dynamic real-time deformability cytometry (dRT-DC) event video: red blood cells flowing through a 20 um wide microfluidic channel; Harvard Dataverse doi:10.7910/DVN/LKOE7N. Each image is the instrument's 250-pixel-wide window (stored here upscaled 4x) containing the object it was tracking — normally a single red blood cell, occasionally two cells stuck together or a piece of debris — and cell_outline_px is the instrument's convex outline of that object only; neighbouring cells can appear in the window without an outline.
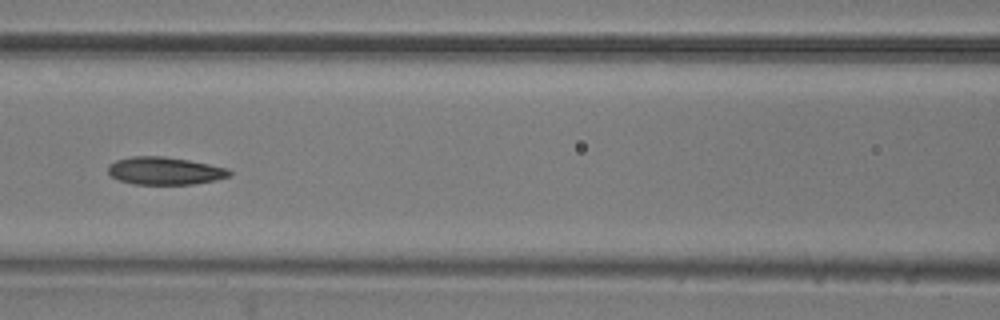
{"species": "common noctule bat (a hibernating species)", "species_latin": "Nyctalus noctula", "temperature_condition": "room temperature", "stored_images_in_passage": 9, "camera_frame_rate_fps": 3000, "um_per_image_px": 0.085, "animal": {"sex": "male", "body_mass_g": 20.5, "forearm_length_mm": 52.5}, "frame": {"image": 1, "passage_image": 6, "time_ms": 1.667, "image_size_px": [1000, 320], "cell_outline_px": [[232, 172], [228, 176], [216, 180], [192, 184], [132, 184], [120, 180], [112, 176], [108, 172], [108, 164], [116, 160], [132, 156], [164, 156], [188, 160], [228, 168]], "centroid_in_image_um": [13.99, 14.52], "position_along_channel_um": 152.6, "area_um2": 19.48}}
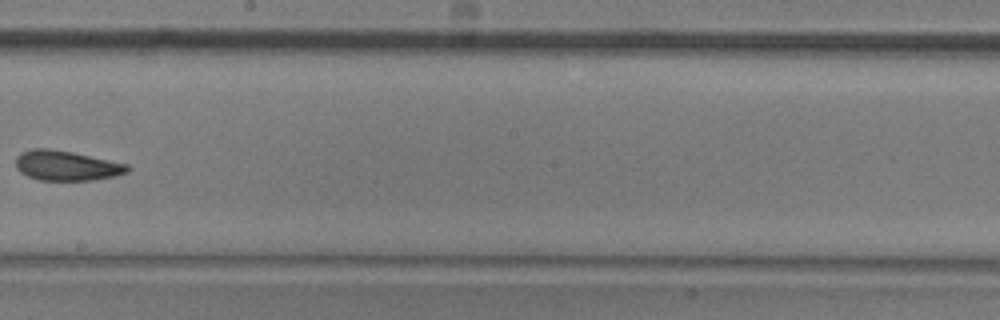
{"frame": {"image": 2, "passage_image": 8, "time_ms": 2.333, "image_size_px": [1000, 320], "cell_outline_px": [[132, 168], [128, 172], [116, 176], [92, 180], [40, 180], [28, 176], [20, 172], [16, 168], [16, 156], [20, 152], [32, 148], [48, 148], [72, 152], [128, 164]], "centroid_in_image_um": [5.65, 14.07], "position_along_channel_um": 242.5, "area_um2": 19.59}}
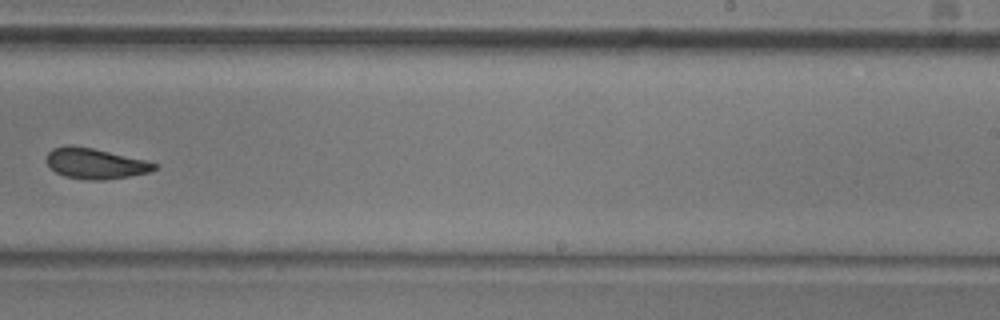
{"frame": {"image": 3, "passage_image": 9, "time_ms": 2.667, "image_size_px": [1000, 320], "cell_outline_px": [[156, 168], [148, 172], [128, 176], [104, 180], [88, 180], [64, 176], [56, 172], [44, 160], [48, 152], [52, 148], [68, 144], [72, 144], [92, 148], [148, 160], [156, 164]], "centroid_in_image_um": [8.05, 13.88], "position_along_channel_um": 280.9, "area_um2": 19.31}}